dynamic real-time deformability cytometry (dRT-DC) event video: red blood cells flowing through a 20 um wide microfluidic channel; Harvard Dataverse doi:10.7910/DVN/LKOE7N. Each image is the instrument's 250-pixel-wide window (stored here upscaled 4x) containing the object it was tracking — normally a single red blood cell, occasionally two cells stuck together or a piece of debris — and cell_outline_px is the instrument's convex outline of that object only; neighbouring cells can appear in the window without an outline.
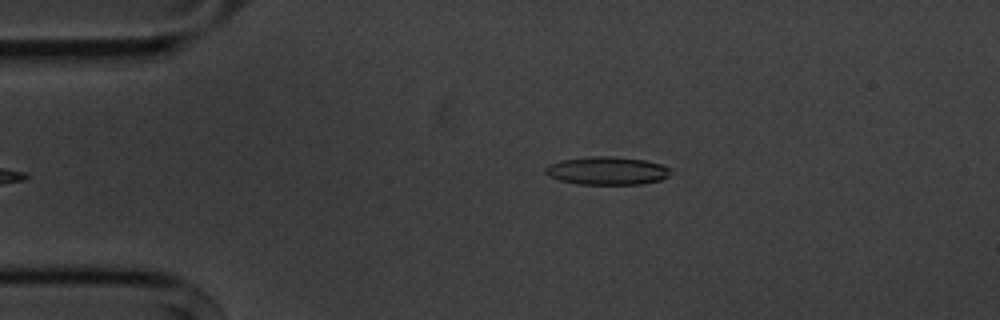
{"species": "common noctule bat (a hibernating species)", "species_latin": "Nyctalus noctula", "temperature_condition": "cold", "stored_images_in_passage": 4, "camera_frame_rate_fps": 3000, "um_per_image_px": 0.085, "animal": {"sex": "male", "body_mass_g": 20.1, "forearm_length_mm": 53.5}, "frame": {"image": 1, "passage_image": 4, "time_ms": 4.333, "image_size_px": [1000, 320], "cell_outline_px": [[668, 176], [660, 180], [640, 184], [576, 184], [560, 180], [548, 176], [544, 172], [544, 168], [548, 164], [560, 160], [592, 156], [612, 156], [644, 160], [664, 164], [668, 168]], "centroid_in_image_um": [51.55, 14.51], "position_along_channel_um": 33.5, "area_um2": 20.52}}